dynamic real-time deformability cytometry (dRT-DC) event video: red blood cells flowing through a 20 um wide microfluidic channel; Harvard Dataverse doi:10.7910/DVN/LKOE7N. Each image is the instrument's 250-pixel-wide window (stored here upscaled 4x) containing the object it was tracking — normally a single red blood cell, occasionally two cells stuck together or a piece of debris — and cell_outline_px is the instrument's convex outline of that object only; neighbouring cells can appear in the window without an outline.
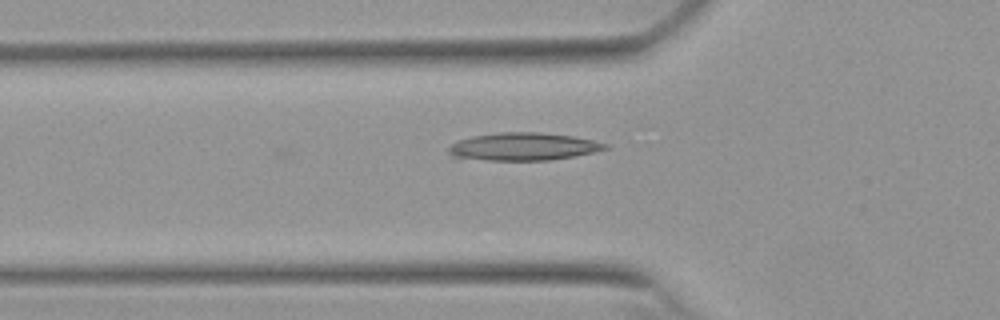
{"species": "Egyptian fruit bat (a non-hibernating species)", "species_latin": "Rousettus aegyptiacus", "temperature_condition": "warm", "stored_images_in_passage": 3, "camera_frame_rate_fps": 3000, "um_per_image_px": 0.085, "animal": {"sex": "female"}, "frame": {"image": 1, "passage_image": 3, "time_ms": 0.667, "image_size_px": [1000, 320], "cell_outline_px": [[612, 148], [576, 156], [552, 160], [484, 160], [452, 156], [448, 152], [448, 148], [456, 140], [472, 136], [500, 132], [540, 132], [572, 136], [592, 140], [608, 144]], "centroid_in_image_um": [44.51, 12.46], "position_along_channel_um": 81.3, "area_um2": 25.43}}